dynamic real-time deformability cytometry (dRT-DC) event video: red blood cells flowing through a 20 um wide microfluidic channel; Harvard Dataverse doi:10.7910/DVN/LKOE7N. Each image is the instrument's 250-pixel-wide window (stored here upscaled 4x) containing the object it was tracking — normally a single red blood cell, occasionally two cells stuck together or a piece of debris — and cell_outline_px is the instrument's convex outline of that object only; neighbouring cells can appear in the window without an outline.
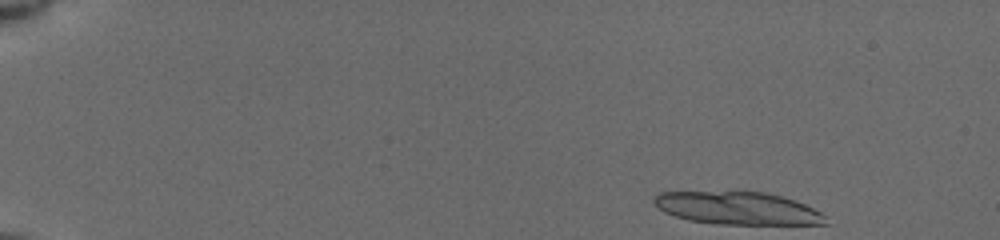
{"species": "common noctule bat (a hibernating species)", "species_latin": "Nyctalus noctula", "temperature_condition": "cold", "stored_images_in_passage": 23, "camera_frame_rate_fps": 3000, "um_per_image_px": 0.085, "animal": {"sex": "female", "body_mass_g": 19.5, "forearm_length_mm": 54.1}, "frame": {"image": 1, "passage_image": 1, "time_ms": 0.0, "image_size_px": [1000, 240], "cell_outline_px": [[828, 224], [716, 224], [688, 220], [664, 212], [652, 200], [660, 192], [736, 188], [764, 192], [780, 196], [804, 204], [828, 216]], "centroid_in_image_um": [62.66, 17.64], "position_along_channel_um": 22.3, "area_um2": 33.87}}
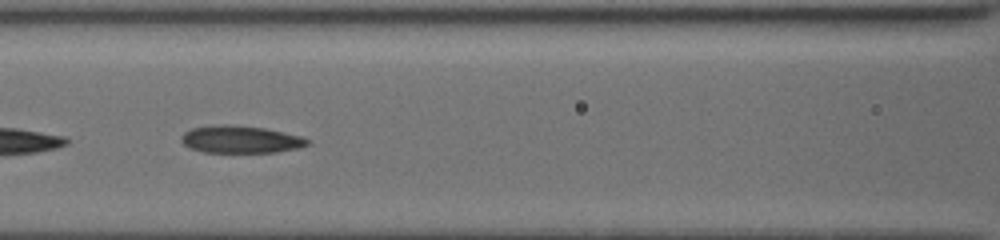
{"frame": {"image": 2, "passage_image": 21, "time_ms": 6.667, "image_size_px": [1000, 240], "cell_outline_px": [[312, 140], [308, 144], [300, 148], [276, 152], [204, 152], [188, 148], [180, 140], [180, 136], [184, 132], [192, 128], [220, 124], [228, 124], [264, 128], [300, 136]], "centroid_in_image_um": [20.43, 11.85], "position_along_channel_um": 146.2, "area_um2": 20.17}}